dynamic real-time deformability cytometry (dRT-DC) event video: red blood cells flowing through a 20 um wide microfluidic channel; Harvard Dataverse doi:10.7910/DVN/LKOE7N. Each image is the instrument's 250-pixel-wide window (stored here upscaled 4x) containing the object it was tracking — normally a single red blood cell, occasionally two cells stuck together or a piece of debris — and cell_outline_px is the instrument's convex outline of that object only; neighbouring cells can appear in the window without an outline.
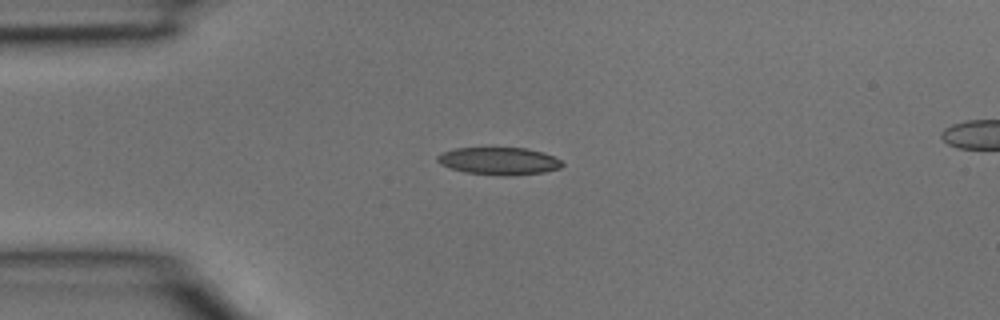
{"species": "common noctule bat (a hibernating species)", "species_latin": "Nyctalus noctula", "temperature_condition": "room temperature", "stored_images_in_passage": 36, "camera_frame_rate_fps": 3000, "um_per_image_px": 0.085, "animal": {"sex": "male", "body_mass_g": 15.6}, "frame": {"image": 1, "passage_image": 6, "time_ms": 1.667, "image_size_px": [1000, 320], "cell_outline_px": [[564, 164], [560, 168], [544, 172], [508, 176], [504, 176], [464, 172], [440, 164], [436, 160], [436, 156], [444, 152], [456, 148], [524, 148], [544, 152], [560, 160]], "centroid_in_image_um": [42.42, 13.69], "position_along_channel_um": 42.6, "area_um2": 19.88}}